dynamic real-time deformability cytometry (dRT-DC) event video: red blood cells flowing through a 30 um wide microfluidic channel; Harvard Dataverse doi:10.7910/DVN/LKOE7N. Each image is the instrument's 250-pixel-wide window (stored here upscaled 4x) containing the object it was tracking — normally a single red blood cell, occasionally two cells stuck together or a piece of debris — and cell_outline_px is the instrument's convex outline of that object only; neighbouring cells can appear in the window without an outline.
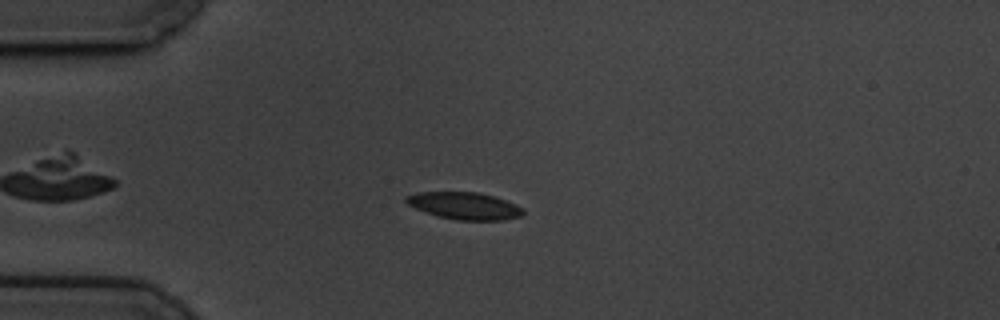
{"species": "common noctule bat (a hibernating species)", "species_latin": "Nyctalus noctula", "temperature_condition": "cold", "stored_images_in_passage": 53, "camera_frame_rate_fps": 3000, "um_per_image_px": 0.085, "animal": {"sex": "male", "body_mass_g": 19.5, "forearm_length_mm": 54.6}, "frame": {"image": 1, "passage_image": 9, "time_ms": 2.667, "image_size_px": [1000, 320], "cell_outline_px": [[524, 212], [520, 216], [504, 220], [456, 220], [436, 216], [424, 212], [408, 204], [404, 200], [404, 196], [416, 192], [476, 192], [492, 196], [516, 204], [524, 208]], "centroid_in_image_um": [39.45, 17.49], "position_along_channel_um": 45.6, "area_um2": 18.55}}
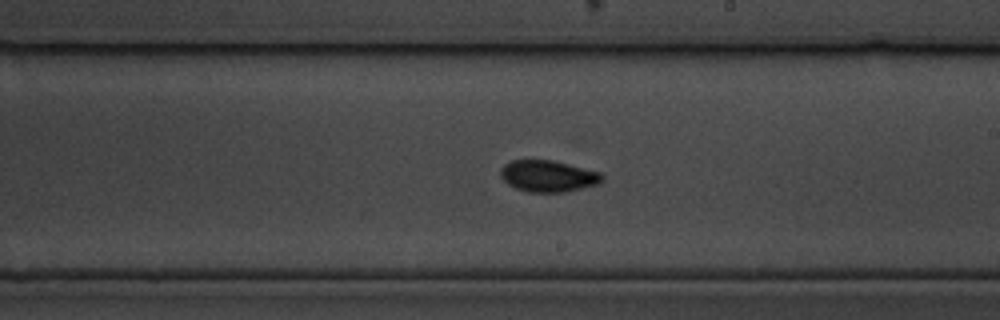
{"frame": {"image": 2, "passage_image": 28, "time_ms": 9.0, "image_size_px": [1000, 320], "cell_outline_px": [[604, 180], [600, 184], [564, 192], [528, 192], [516, 188], [508, 184], [500, 176], [500, 168], [504, 164], [512, 160], [552, 160], [600, 172], [604, 176]], "centroid_in_image_um": [46.59, 14.97], "position_along_channel_um": 242.4, "area_um2": 18.73}}
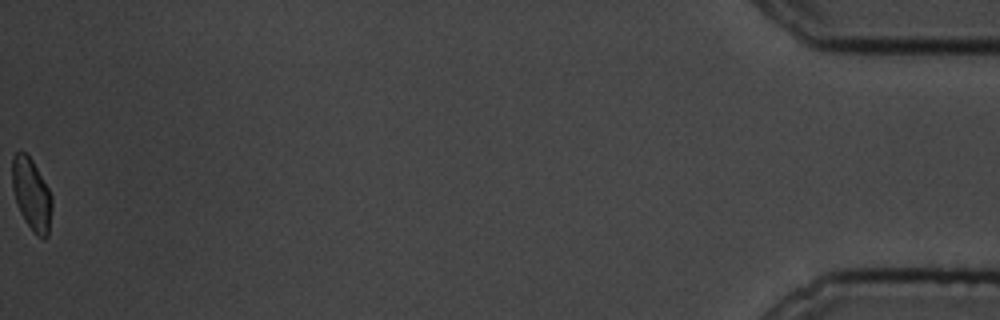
{"frame": {"image": 3, "passage_image": 53, "time_ms": 17.333, "image_size_px": [1000, 320], "cell_outline_px": [[52, 208], [48, 236], [44, 240], [36, 236], [32, 232], [24, 220], [20, 212], [12, 188], [12, 156], [16, 152], [24, 152], [32, 160], [48, 188], [52, 196]], "centroid_in_image_um": [2.69, 16.57], "position_along_channel_um": 432.5, "area_um2": 16.76}, "authors_computed_cell_mechanics": {"area_um2": 18.2648, "velocity_mm_per_s": 3.4286, "shape_relaxation_time_tau1_ms": 3.7099, "shape_relaxation_time_tau2_ms": 1.7505, "deformation_change_tau1": 0.133, "deformation_change_tau2": 0.0603}}